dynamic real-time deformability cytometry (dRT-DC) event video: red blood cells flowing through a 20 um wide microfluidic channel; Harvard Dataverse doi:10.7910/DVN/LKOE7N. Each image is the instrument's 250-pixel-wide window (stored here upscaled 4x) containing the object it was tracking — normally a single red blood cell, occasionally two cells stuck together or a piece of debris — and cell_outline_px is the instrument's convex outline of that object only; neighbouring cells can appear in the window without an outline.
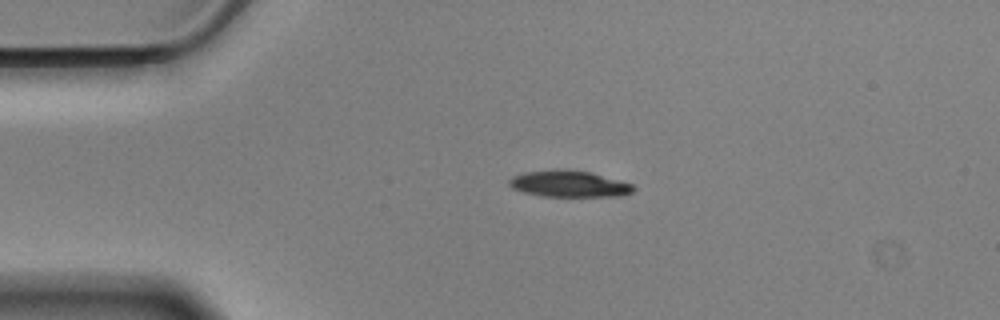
{"species": "Egyptian fruit bat (a non-hibernating species)", "species_latin": "Rousettus aegyptiacus", "temperature_condition": "cold", "stored_images_in_passage": 46, "camera_frame_rate_fps": 3000, "um_per_image_px": 0.085, "animal": {"sex": "male"}, "frame": {"image": 1, "passage_image": 1, "time_ms": 0.0, "image_size_px": [1000, 320], "cell_outline_px": [[636, 188], [632, 192], [620, 196], [540, 196], [524, 192], [512, 188], [508, 184], [508, 180], [512, 176], [524, 172], [556, 168], [568, 168], [588, 172], [632, 184]], "centroid_in_image_um": [48.31, 15.61], "position_along_channel_um": 36.7, "area_um2": 19.25}}
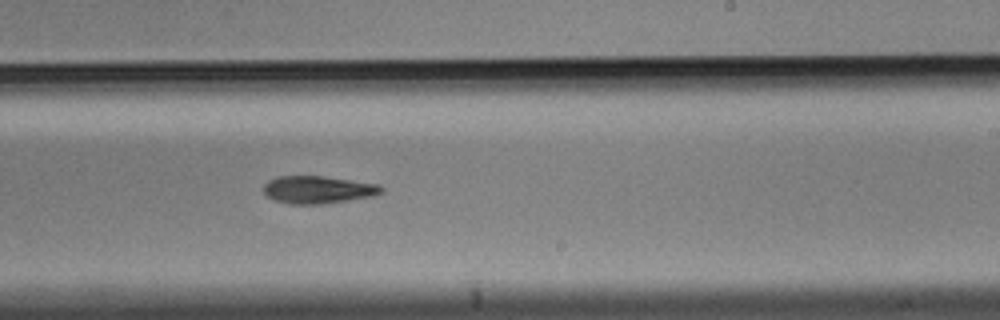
{"frame": {"image": 2, "passage_image": 23, "time_ms": 7.333, "image_size_px": [1000, 320], "cell_outline_px": [[384, 192], [372, 196], [348, 200], [320, 204], [288, 204], [276, 200], [268, 196], [264, 192], [264, 184], [268, 180], [276, 176], [324, 176], [380, 184], [384, 188]], "centroid_in_image_um": [27.05, 16.11], "position_along_channel_um": 262.0, "area_um2": 18.96}}
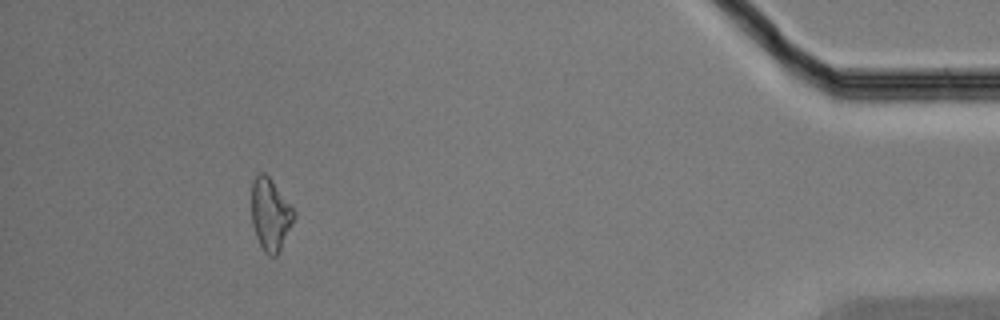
{"frame": {"image": 3, "passage_image": 41, "time_ms": 13.333, "image_size_px": [1000, 320], "cell_outline_px": [[296, 216], [276, 256], [268, 256], [264, 252], [256, 236], [252, 224], [252, 180], [260, 172], [264, 172], [272, 180], [296, 212]], "centroid_in_image_um": [22.98, 18.21], "position_along_channel_um": 412.2, "area_um2": 17.69}, "authors_computed_cell_mechanics": {"area_um2": 19.1896, "velocity_mm_per_s": 3.5175, "shape_relaxation_time_tau1_ms": 2.378, "shape_relaxation_time_tau2_ms": null, "deformation_change_tau1": 0.0963, "deformation_change_tau2": null}}